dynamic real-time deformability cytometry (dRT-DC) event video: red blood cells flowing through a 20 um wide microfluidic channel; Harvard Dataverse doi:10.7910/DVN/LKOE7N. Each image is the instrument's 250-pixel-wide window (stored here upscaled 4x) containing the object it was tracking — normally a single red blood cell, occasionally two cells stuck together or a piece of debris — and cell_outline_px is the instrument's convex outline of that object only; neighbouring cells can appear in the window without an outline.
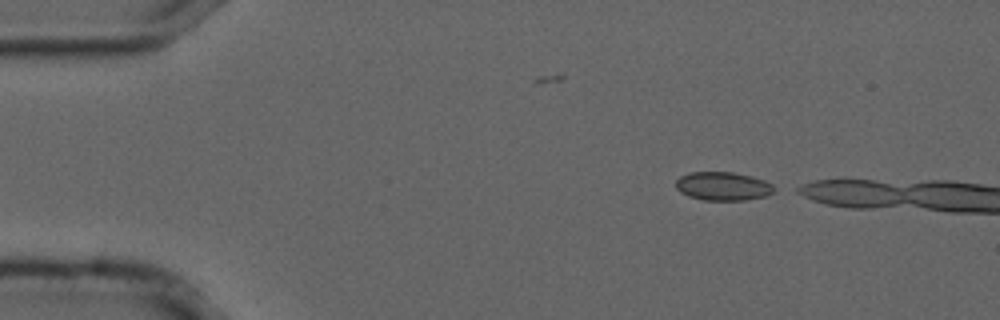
{"species": "common noctule bat (a hibernating species)", "species_latin": "Nyctalus noctula", "temperature_condition": "cold", "stored_images_in_passage": 6, "camera_frame_rate_fps": 3000, "um_per_image_px": 0.085, "animal": {"sex": "male", "forearm_length_mm": 52.5}, "frame": {"image": 1, "passage_image": 1, "time_ms": 0.0, "image_size_px": [1000, 320], "cell_outline_px": [[780, 188], [764, 196], [744, 200], [704, 200], [688, 196], [680, 192], [676, 188], [676, 180], [680, 176], [692, 172], [732, 172], [752, 176], [764, 180]], "centroid_in_image_um": [61.47, 15.82], "position_along_channel_um": 23.5, "area_um2": 16.42}}